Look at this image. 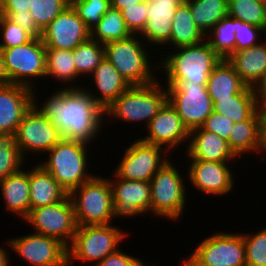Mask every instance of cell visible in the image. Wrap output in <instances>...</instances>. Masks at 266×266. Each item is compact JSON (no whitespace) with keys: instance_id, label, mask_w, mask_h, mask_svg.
Returning a JSON list of instances; mask_svg holds the SVG:
<instances>
[{"instance_id":"obj_1","label":"cell","mask_w":266,"mask_h":266,"mask_svg":"<svg viewBox=\"0 0 266 266\" xmlns=\"http://www.w3.org/2000/svg\"><path fill=\"white\" fill-rule=\"evenodd\" d=\"M65 87L54 92L43 106H34L59 130L62 139L89 144L101 129L105 110L86 89ZM37 105V106H36Z\"/></svg>"},{"instance_id":"obj_2","label":"cell","mask_w":266,"mask_h":266,"mask_svg":"<svg viewBox=\"0 0 266 266\" xmlns=\"http://www.w3.org/2000/svg\"><path fill=\"white\" fill-rule=\"evenodd\" d=\"M68 195L73 205L77 226L111 224V220L117 216L107 178L94 176Z\"/></svg>"},{"instance_id":"obj_3","label":"cell","mask_w":266,"mask_h":266,"mask_svg":"<svg viewBox=\"0 0 266 266\" xmlns=\"http://www.w3.org/2000/svg\"><path fill=\"white\" fill-rule=\"evenodd\" d=\"M87 144L80 141L61 139L49 152L47 162L39 165L69 194L95 175L86 174Z\"/></svg>"},{"instance_id":"obj_4","label":"cell","mask_w":266,"mask_h":266,"mask_svg":"<svg viewBox=\"0 0 266 266\" xmlns=\"http://www.w3.org/2000/svg\"><path fill=\"white\" fill-rule=\"evenodd\" d=\"M179 49V51H178ZM178 52L164 57L155 68L166 72L167 81H188L189 83H207L211 72L222 58L212 50L207 41L196 45L175 49Z\"/></svg>"},{"instance_id":"obj_5","label":"cell","mask_w":266,"mask_h":266,"mask_svg":"<svg viewBox=\"0 0 266 266\" xmlns=\"http://www.w3.org/2000/svg\"><path fill=\"white\" fill-rule=\"evenodd\" d=\"M168 101L167 89H162L158 81L143 86H131L122 93L109 107L105 115L122 121H146L147 126Z\"/></svg>"},{"instance_id":"obj_6","label":"cell","mask_w":266,"mask_h":266,"mask_svg":"<svg viewBox=\"0 0 266 266\" xmlns=\"http://www.w3.org/2000/svg\"><path fill=\"white\" fill-rule=\"evenodd\" d=\"M136 36L104 44V57L131 86H143L154 83L156 78L147 51Z\"/></svg>"},{"instance_id":"obj_7","label":"cell","mask_w":266,"mask_h":266,"mask_svg":"<svg viewBox=\"0 0 266 266\" xmlns=\"http://www.w3.org/2000/svg\"><path fill=\"white\" fill-rule=\"evenodd\" d=\"M117 227L106 225L78 226L68 250V266L73 258L81 261H97L118 250V244L127 236Z\"/></svg>"},{"instance_id":"obj_8","label":"cell","mask_w":266,"mask_h":266,"mask_svg":"<svg viewBox=\"0 0 266 266\" xmlns=\"http://www.w3.org/2000/svg\"><path fill=\"white\" fill-rule=\"evenodd\" d=\"M169 103L175 108L183 124L192 131L202 127L213 112V102L206 89V83L188 81H167Z\"/></svg>"},{"instance_id":"obj_9","label":"cell","mask_w":266,"mask_h":266,"mask_svg":"<svg viewBox=\"0 0 266 266\" xmlns=\"http://www.w3.org/2000/svg\"><path fill=\"white\" fill-rule=\"evenodd\" d=\"M0 51L9 83L33 89L30 78L46 77V47L41 37Z\"/></svg>"},{"instance_id":"obj_10","label":"cell","mask_w":266,"mask_h":266,"mask_svg":"<svg viewBox=\"0 0 266 266\" xmlns=\"http://www.w3.org/2000/svg\"><path fill=\"white\" fill-rule=\"evenodd\" d=\"M173 163L166 162L151 178V212L167 219H177L186 203L185 185Z\"/></svg>"},{"instance_id":"obj_11","label":"cell","mask_w":266,"mask_h":266,"mask_svg":"<svg viewBox=\"0 0 266 266\" xmlns=\"http://www.w3.org/2000/svg\"><path fill=\"white\" fill-rule=\"evenodd\" d=\"M25 221L35 228V233L56 238L67 247L78 227L69 195L54 204L31 209Z\"/></svg>"},{"instance_id":"obj_12","label":"cell","mask_w":266,"mask_h":266,"mask_svg":"<svg viewBox=\"0 0 266 266\" xmlns=\"http://www.w3.org/2000/svg\"><path fill=\"white\" fill-rule=\"evenodd\" d=\"M189 259L197 266H246L243 235L219 232L209 236Z\"/></svg>"},{"instance_id":"obj_13","label":"cell","mask_w":266,"mask_h":266,"mask_svg":"<svg viewBox=\"0 0 266 266\" xmlns=\"http://www.w3.org/2000/svg\"><path fill=\"white\" fill-rule=\"evenodd\" d=\"M22 156L28 152H48L61 139L59 130L34 105L25 114L13 136Z\"/></svg>"},{"instance_id":"obj_14","label":"cell","mask_w":266,"mask_h":266,"mask_svg":"<svg viewBox=\"0 0 266 266\" xmlns=\"http://www.w3.org/2000/svg\"><path fill=\"white\" fill-rule=\"evenodd\" d=\"M161 146L145 143L140 139L125 149L124 157L115 174L128 181H147L170 159L161 157Z\"/></svg>"},{"instance_id":"obj_15","label":"cell","mask_w":266,"mask_h":266,"mask_svg":"<svg viewBox=\"0 0 266 266\" xmlns=\"http://www.w3.org/2000/svg\"><path fill=\"white\" fill-rule=\"evenodd\" d=\"M7 244L33 266H68L67 246L56 238L32 233Z\"/></svg>"},{"instance_id":"obj_16","label":"cell","mask_w":266,"mask_h":266,"mask_svg":"<svg viewBox=\"0 0 266 266\" xmlns=\"http://www.w3.org/2000/svg\"><path fill=\"white\" fill-rule=\"evenodd\" d=\"M90 38L91 30L78 17L71 5L46 26L41 36L46 49L70 51Z\"/></svg>"},{"instance_id":"obj_17","label":"cell","mask_w":266,"mask_h":266,"mask_svg":"<svg viewBox=\"0 0 266 266\" xmlns=\"http://www.w3.org/2000/svg\"><path fill=\"white\" fill-rule=\"evenodd\" d=\"M34 91L9 83L0 86V136L13 137L25 114L34 105Z\"/></svg>"},{"instance_id":"obj_18","label":"cell","mask_w":266,"mask_h":266,"mask_svg":"<svg viewBox=\"0 0 266 266\" xmlns=\"http://www.w3.org/2000/svg\"><path fill=\"white\" fill-rule=\"evenodd\" d=\"M109 183L112 190L113 204L117 217L138 216L151 211V186L147 181H128L119 178Z\"/></svg>"},{"instance_id":"obj_19","label":"cell","mask_w":266,"mask_h":266,"mask_svg":"<svg viewBox=\"0 0 266 266\" xmlns=\"http://www.w3.org/2000/svg\"><path fill=\"white\" fill-rule=\"evenodd\" d=\"M149 135L141 139L143 142L174 149L190 139V132L183 124L175 108L167 101L147 126Z\"/></svg>"},{"instance_id":"obj_20","label":"cell","mask_w":266,"mask_h":266,"mask_svg":"<svg viewBox=\"0 0 266 266\" xmlns=\"http://www.w3.org/2000/svg\"><path fill=\"white\" fill-rule=\"evenodd\" d=\"M228 162L192 160L189 169V180L192 185L204 193L224 195L233 188V175Z\"/></svg>"},{"instance_id":"obj_21","label":"cell","mask_w":266,"mask_h":266,"mask_svg":"<svg viewBox=\"0 0 266 266\" xmlns=\"http://www.w3.org/2000/svg\"><path fill=\"white\" fill-rule=\"evenodd\" d=\"M182 0H146L147 24L142 37L151 44H171L173 17Z\"/></svg>"},{"instance_id":"obj_22","label":"cell","mask_w":266,"mask_h":266,"mask_svg":"<svg viewBox=\"0 0 266 266\" xmlns=\"http://www.w3.org/2000/svg\"><path fill=\"white\" fill-rule=\"evenodd\" d=\"M189 137L193 138L188 143L187 153L192 160L229 162L237 157L231 150L227 140L215 133L204 130L202 127L190 131Z\"/></svg>"},{"instance_id":"obj_23","label":"cell","mask_w":266,"mask_h":266,"mask_svg":"<svg viewBox=\"0 0 266 266\" xmlns=\"http://www.w3.org/2000/svg\"><path fill=\"white\" fill-rule=\"evenodd\" d=\"M227 60L233 65L241 81L252 88L266 72V42L235 51Z\"/></svg>"},{"instance_id":"obj_24","label":"cell","mask_w":266,"mask_h":266,"mask_svg":"<svg viewBox=\"0 0 266 266\" xmlns=\"http://www.w3.org/2000/svg\"><path fill=\"white\" fill-rule=\"evenodd\" d=\"M92 75L101 96L95 97L91 92L90 95L104 110L131 87L106 58L100 62Z\"/></svg>"},{"instance_id":"obj_25","label":"cell","mask_w":266,"mask_h":266,"mask_svg":"<svg viewBox=\"0 0 266 266\" xmlns=\"http://www.w3.org/2000/svg\"><path fill=\"white\" fill-rule=\"evenodd\" d=\"M228 143L236 156L251 150L264 151L262 112L258 110L250 119L234 123Z\"/></svg>"},{"instance_id":"obj_26","label":"cell","mask_w":266,"mask_h":266,"mask_svg":"<svg viewBox=\"0 0 266 266\" xmlns=\"http://www.w3.org/2000/svg\"><path fill=\"white\" fill-rule=\"evenodd\" d=\"M67 192L39 164L29 171V196L31 209L63 200Z\"/></svg>"},{"instance_id":"obj_27","label":"cell","mask_w":266,"mask_h":266,"mask_svg":"<svg viewBox=\"0 0 266 266\" xmlns=\"http://www.w3.org/2000/svg\"><path fill=\"white\" fill-rule=\"evenodd\" d=\"M246 87L233 65L227 59H222L215 66L206 83L207 92L213 103L218 101V99L237 95Z\"/></svg>"},{"instance_id":"obj_28","label":"cell","mask_w":266,"mask_h":266,"mask_svg":"<svg viewBox=\"0 0 266 266\" xmlns=\"http://www.w3.org/2000/svg\"><path fill=\"white\" fill-rule=\"evenodd\" d=\"M2 197L7 208L21 215L24 219L31 210L29 196V171L19 170L18 172L0 180Z\"/></svg>"},{"instance_id":"obj_29","label":"cell","mask_w":266,"mask_h":266,"mask_svg":"<svg viewBox=\"0 0 266 266\" xmlns=\"http://www.w3.org/2000/svg\"><path fill=\"white\" fill-rule=\"evenodd\" d=\"M213 111L225 115L234 123L250 119L258 111L253 89L246 87L237 95L218 99L213 103Z\"/></svg>"},{"instance_id":"obj_30","label":"cell","mask_w":266,"mask_h":266,"mask_svg":"<svg viewBox=\"0 0 266 266\" xmlns=\"http://www.w3.org/2000/svg\"><path fill=\"white\" fill-rule=\"evenodd\" d=\"M184 2L191 10L195 25L205 36L228 15V0H184Z\"/></svg>"},{"instance_id":"obj_31","label":"cell","mask_w":266,"mask_h":266,"mask_svg":"<svg viewBox=\"0 0 266 266\" xmlns=\"http://www.w3.org/2000/svg\"><path fill=\"white\" fill-rule=\"evenodd\" d=\"M203 39L207 40L206 36L195 25L189 6L182 2L173 17L171 45L175 48L196 45Z\"/></svg>"},{"instance_id":"obj_32","label":"cell","mask_w":266,"mask_h":266,"mask_svg":"<svg viewBox=\"0 0 266 266\" xmlns=\"http://www.w3.org/2000/svg\"><path fill=\"white\" fill-rule=\"evenodd\" d=\"M131 35L121 11L113 7L107 10L99 23L91 30V38L103 45L126 39Z\"/></svg>"},{"instance_id":"obj_33","label":"cell","mask_w":266,"mask_h":266,"mask_svg":"<svg viewBox=\"0 0 266 266\" xmlns=\"http://www.w3.org/2000/svg\"><path fill=\"white\" fill-rule=\"evenodd\" d=\"M237 19L227 15L208 33L209 46L222 59H228L234 52L236 46ZM210 36V37H209Z\"/></svg>"},{"instance_id":"obj_34","label":"cell","mask_w":266,"mask_h":266,"mask_svg":"<svg viewBox=\"0 0 266 266\" xmlns=\"http://www.w3.org/2000/svg\"><path fill=\"white\" fill-rule=\"evenodd\" d=\"M228 15L266 32V0H228Z\"/></svg>"},{"instance_id":"obj_35","label":"cell","mask_w":266,"mask_h":266,"mask_svg":"<svg viewBox=\"0 0 266 266\" xmlns=\"http://www.w3.org/2000/svg\"><path fill=\"white\" fill-rule=\"evenodd\" d=\"M72 56L77 74L90 75L105 58L104 45L90 38L72 50Z\"/></svg>"},{"instance_id":"obj_36","label":"cell","mask_w":266,"mask_h":266,"mask_svg":"<svg viewBox=\"0 0 266 266\" xmlns=\"http://www.w3.org/2000/svg\"><path fill=\"white\" fill-rule=\"evenodd\" d=\"M53 76L65 83L71 82L79 75L73 62L72 51L46 49V77Z\"/></svg>"},{"instance_id":"obj_37","label":"cell","mask_w":266,"mask_h":266,"mask_svg":"<svg viewBox=\"0 0 266 266\" xmlns=\"http://www.w3.org/2000/svg\"><path fill=\"white\" fill-rule=\"evenodd\" d=\"M69 5L70 0H32L29 12L43 31Z\"/></svg>"},{"instance_id":"obj_38","label":"cell","mask_w":266,"mask_h":266,"mask_svg":"<svg viewBox=\"0 0 266 266\" xmlns=\"http://www.w3.org/2000/svg\"><path fill=\"white\" fill-rule=\"evenodd\" d=\"M70 5L90 30L111 7L110 0H70Z\"/></svg>"},{"instance_id":"obj_39","label":"cell","mask_w":266,"mask_h":266,"mask_svg":"<svg viewBox=\"0 0 266 266\" xmlns=\"http://www.w3.org/2000/svg\"><path fill=\"white\" fill-rule=\"evenodd\" d=\"M24 158L13 137L0 136V180L21 170Z\"/></svg>"},{"instance_id":"obj_40","label":"cell","mask_w":266,"mask_h":266,"mask_svg":"<svg viewBox=\"0 0 266 266\" xmlns=\"http://www.w3.org/2000/svg\"><path fill=\"white\" fill-rule=\"evenodd\" d=\"M242 235L245 245L246 266H266V228L253 236Z\"/></svg>"},{"instance_id":"obj_41","label":"cell","mask_w":266,"mask_h":266,"mask_svg":"<svg viewBox=\"0 0 266 266\" xmlns=\"http://www.w3.org/2000/svg\"><path fill=\"white\" fill-rule=\"evenodd\" d=\"M0 31H2L3 42L0 41V49H8L30 42L33 37L10 21L6 16L0 14Z\"/></svg>"},{"instance_id":"obj_42","label":"cell","mask_w":266,"mask_h":266,"mask_svg":"<svg viewBox=\"0 0 266 266\" xmlns=\"http://www.w3.org/2000/svg\"><path fill=\"white\" fill-rule=\"evenodd\" d=\"M121 15L125 20L126 27L132 35H140L147 24L146 1L135 4L132 7H125L121 10Z\"/></svg>"},{"instance_id":"obj_43","label":"cell","mask_w":266,"mask_h":266,"mask_svg":"<svg viewBox=\"0 0 266 266\" xmlns=\"http://www.w3.org/2000/svg\"><path fill=\"white\" fill-rule=\"evenodd\" d=\"M265 32L262 28L255 26L250 23H244L237 19V29H236V46L235 51L244 50L259 43L256 42L258 39V33Z\"/></svg>"},{"instance_id":"obj_44","label":"cell","mask_w":266,"mask_h":266,"mask_svg":"<svg viewBox=\"0 0 266 266\" xmlns=\"http://www.w3.org/2000/svg\"><path fill=\"white\" fill-rule=\"evenodd\" d=\"M234 121L220 113L212 112L207 118L202 128L211 133H215L228 141L233 129Z\"/></svg>"},{"instance_id":"obj_45","label":"cell","mask_w":266,"mask_h":266,"mask_svg":"<svg viewBox=\"0 0 266 266\" xmlns=\"http://www.w3.org/2000/svg\"><path fill=\"white\" fill-rule=\"evenodd\" d=\"M0 14L6 16L10 21L28 32L33 38L42 36V30L38 27L30 12H0Z\"/></svg>"},{"instance_id":"obj_46","label":"cell","mask_w":266,"mask_h":266,"mask_svg":"<svg viewBox=\"0 0 266 266\" xmlns=\"http://www.w3.org/2000/svg\"><path fill=\"white\" fill-rule=\"evenodd\" d=\"M120 251L118 249L116 252L107 255L95 266H145L141 259L129 256Z\"/></svg>"},{"instance_id":"obj_47","label":"cell","mask_w":266,"mask_h":266,"mask_svg":"<svg viewBox=\"0 0 266 266\" xmlns=\"http://www.w3.org/2000/svg\"><path fill=\"white\" fill-rule=\"evenodd\" d=\"M32 0H0V12H29Z\"/></svg>"},{"instance_id":"obj_48","label":"cell","mask_w":266,"mask_h":266,"mask_svg":"<svg viewBox=\"0 0 266 266\" xmlns=\"http://www.w3.org/2000/svg\"><path fill=\"white\" fill-rule=\"evenodd\" d=\"M257 85V86H256ZM256 105L259 111L266 109V72L252 87ZM258 93V94H257Z\"/></svg>"},{"instance_id":"obj_49","label":"cell","mask_w":266,"mask_h":266,"mask_svg":"<svg viewBox=\"0 0 266 266\" xmlns=\"http://www.w3.org/2000/svg\"><path fill=\"white\" fill-rule=\"evenodd\" d=\"M146 0H110L111 7L121 11L125 7H132L135 4L145 2Z\"/></svg>"},{"instance_id":"obj_50","label":"cell","mask_w":266,"mask_h":266,"mask_svg":"<svg viewBox=\"0 0 266 266\" xmlns=\"http://www.w3.org/2000/svg\"><path fill=\"white\" fill-rule=\"evenodd\" d=\"M9 84L7 73L5 70L2 53L0 51V86Z\"/></svg>"},{"instance_id":"obj_51","label":"cell","mask_w":266,"mask_h":266,"mask_svg":"<svg viewBox=\"0 0 266 266\" xmlns=\"http://www.w3.org/2000/svg\"><path fill=\"white\" fill-rule=\"evenodd\" d=\"M8 252L6 249L0 247V266H9Z\"/></svg>"},{"instance_id":"obj_52","label":"cell","mask_w":266,"mask_h":266,"mask_svg":"<svg viewBox=\"0 0 266 266\" xmlns=\"http://www.w3.org/2000/svg\"><path fill=\"white\" fill-rule=\"evenodd\" d=\"M183 266H197V265L193 261H191L190 259H186V260H184Z\"/></svg>"},{"instance_id":"obj_53","label":"cell","mask_w":266,"mask_h":266,"mask_svg":"<svg viewBox=\"0 0 266 266\" xmlns=\"http://www.w3.org/2000/svg\"><path fill=\"white\" fill-rule=\"evenodd\" d=\"M263 115V129H266V109L262 111Z\"/></svg>"},{"instance_id":"obj_54","label":"cell","mask_w":266,"mask_h":266,"mask_svg":"<svg viewBox=\"0 0 266 266\" xmlns=\"http://www.w3.org/2000/svg\"><path fill=\"white\" fill-rule=\"evenodd\" d=\"M263 149L266 150V129H263Z\"/></svg>"}]
</instances>
